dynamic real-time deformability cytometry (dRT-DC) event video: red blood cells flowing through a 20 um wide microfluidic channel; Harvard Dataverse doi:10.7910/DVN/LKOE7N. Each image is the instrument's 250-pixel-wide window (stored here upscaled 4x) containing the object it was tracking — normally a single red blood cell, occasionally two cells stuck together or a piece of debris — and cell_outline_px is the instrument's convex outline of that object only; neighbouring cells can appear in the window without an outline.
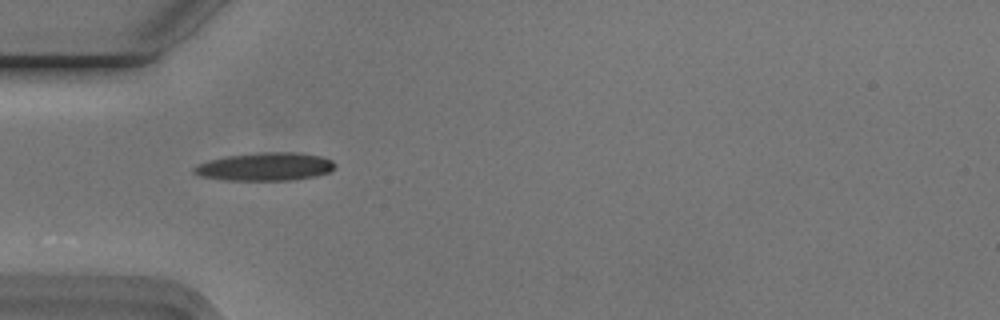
{"species": "Egyptian fruit bat (a non-hibernating species)", "species_latin": "Rousettus aegyptiacus", "temperature_condition": "cold", "stored_images_in_passage": 28, "camera_frame_rate_fps": 3000, "um_per_image_px": 0.085, "animal": {"sex": "male"}, "frame": {"image": 1, "passage_image": 1, "time_ms": 0.0, "image_size_px": [1000, 320], "cell_outline_px": [[336, 168], [328, 172], [316, 176], [292, 180], [224, 180], [200, 176], [192, 172], [192, 168], [196, 164], [208, 160], [228, 156], [264, 152], [296, 152], [320, 156], [332, 160], [336, 164]], "centroid_in_image_um": [22.53, 14.17], "position_along_channel_um": 62.5, "area_um2": 23.18}}
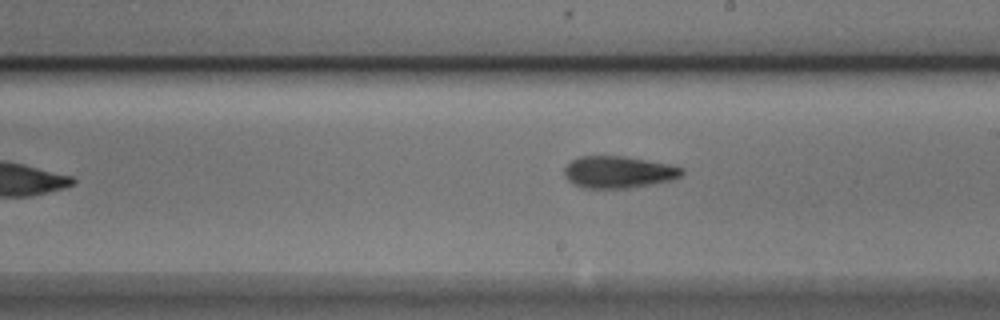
{"frame": {"image": 2, "passage_image": 15, "time_ms": 4.667, "image_size_px": [1000, 320], "cell_outline_px": [[684, 172], [680, 176], [672, 180], [656, 184], [628, 188], [584, 188], [572, 184], [564, 176], [564, 168], [572, 160], [580, 156], [624, 156], [668, 164], [684, 168]], "centroid_in_image_um": [52.57, 14.64], "position_along_channel_um": 236.4, "area_um2": 22.02}}
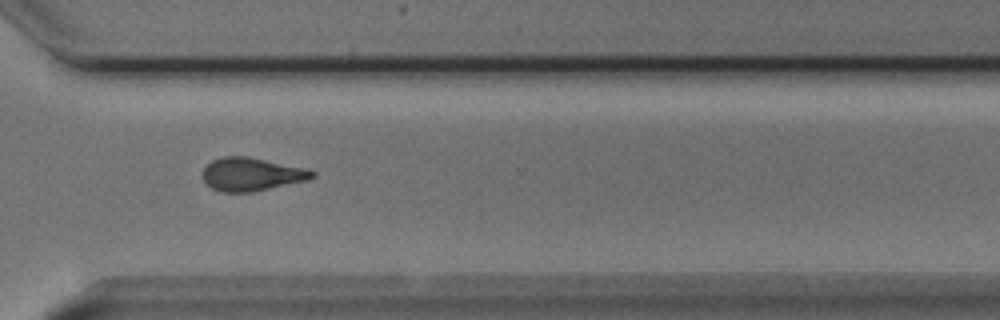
{"frame": {"image": 3, "passage_image": 24, "time_ms": 7.667, "image_size_px": [1000, 320], "cell_outline_px": [[316, 176], [308, 180], [252, 192], [224, 192], [212, 188], [204, 184], [200, 176], [204, 168], [212, 160], [224, 156], [248, 156], [300, 168], [316, 172]], "centroid_in_image_um": [21.3, 14.82], "position_along_channel_um": 349.3, "area_um2": 21.1}, "authors_computed_cell_mechanics": {"area_um2": 21.7617, "velocity_mm_per_s": 3.7582, "shape_relaxation_time_tau1_ms": 3.5665, "shape_relaxation_time_tau2_ms": 4.3233, "deformation_change_tau1": 0.163, "deformation_change_tau2": 0.1379}}